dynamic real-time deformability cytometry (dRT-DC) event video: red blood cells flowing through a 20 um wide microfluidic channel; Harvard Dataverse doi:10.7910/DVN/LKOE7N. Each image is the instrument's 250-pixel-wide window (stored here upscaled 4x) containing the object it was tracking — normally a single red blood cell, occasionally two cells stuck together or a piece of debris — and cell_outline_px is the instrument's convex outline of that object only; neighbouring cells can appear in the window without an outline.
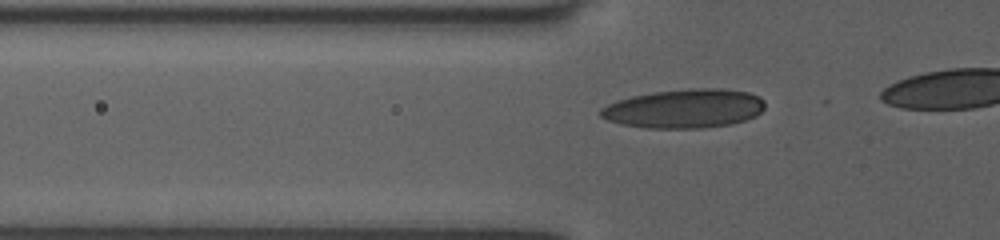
{"species": "human", "species_latin": "Homo sapiens", "temperature_condition": "room temperature", "stored_images_in_passage": 34, "camera_frame_rate_fps": 3000, "um_per_image_px": 0.085, "donor": {"sex": "female"}, "frame": {"image": 1, "passage_image": 9, "time_ms": 2.667, "image_size_px": [1000, 240], "cell_outline_px": [[764, 108], [756, 116], [732, 124], [700, 128], [648, 128], [620, 124], [608, 120], [600, 116], [600, 108], [616, 100], [632, 96], [656, 92], [688, 88], [720, 88], [748, 92], [760, 96], [764, 100]], "centroid_in_image_um": [58.18, 9.22], "position_along_channel_um": 67.6, "area_um2": 37.4}}
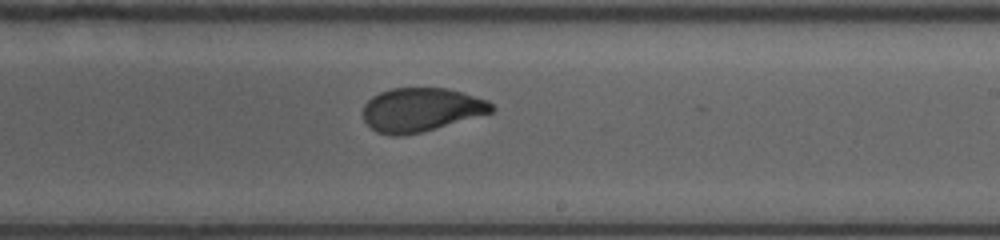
{"frame": {"image": 2, "passage_image": 23, "time_ms": 7.333, "image_size_px": [1000, 240], "cell_outline_px": [[496, 108], [492, 112], [420, 132], [400, 136], [392, 136], [376, 132], [364, 120], [364, 104], [372, 96], [380, 92], [392, 88], [448, 88], [488, 100]], "centroid_in_image_um": [35.78, 9.32], "position_along_channel_um": 253.2, "area_um2": 32.48}}
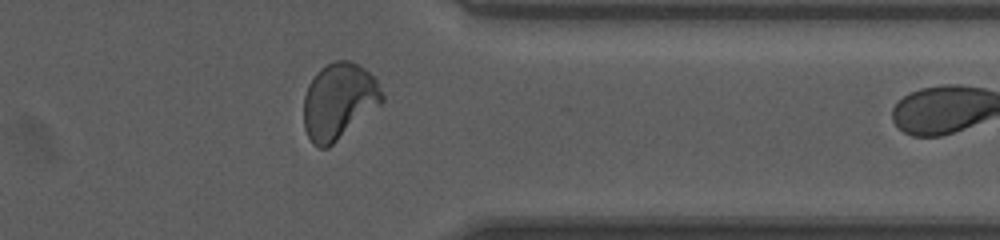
{"frame": {"image": 3, "passage_image": 33, "time_ms": 10.667, "image_size_px": [1000, 240], "cell_outline_px": [[384, 100], [380, 104], [328, 148], [320, 148], [312, 144], [304, 128], [304, 96], [308, 84], [316, 72], [320, 68], [332, 60], [348, 60], [364, 68], [376, 80], [384, 96]], "centroid_in_image_um": [28.77, 8.59], "position_along_channel_um": 382.6, "area_um2": 34.62}}